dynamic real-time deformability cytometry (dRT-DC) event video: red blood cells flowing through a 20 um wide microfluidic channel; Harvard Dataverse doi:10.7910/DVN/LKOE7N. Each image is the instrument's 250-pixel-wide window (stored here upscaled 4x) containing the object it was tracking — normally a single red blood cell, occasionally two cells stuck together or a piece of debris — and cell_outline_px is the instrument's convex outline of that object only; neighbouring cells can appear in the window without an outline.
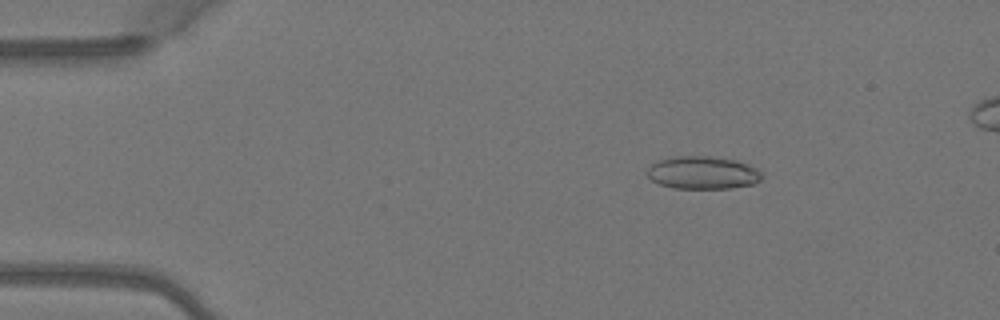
{"species": "Egyptian fruit bat (a non-hibernating species)", "species_latin": "Rousettus aegyptiacus", "temperature_condition": "warm", "stored_images_in_passage": 3, "camera_frame_rate_fps": 3000, "um_per_image_px": 0.085, "animal": {"sex": "female"}, "frame": {"image": 1, "passage_image": 1, "time_ms": 0.0, "image_size_px": [1000, 320], "cell_outline_px": [[760, 180], [752, 184], [732, 188], [672, 188], [660, 184], [652, 180], [644, 172], [652, 164], [660, 160], [676, 156], [712, 156], [736, 160], [748, 164], [756, 168], [760, 172]], "centroid_in_image_um": [59.71, 14.67], "position_along_channel_um": 25.3, "area_um2": 21.85}}